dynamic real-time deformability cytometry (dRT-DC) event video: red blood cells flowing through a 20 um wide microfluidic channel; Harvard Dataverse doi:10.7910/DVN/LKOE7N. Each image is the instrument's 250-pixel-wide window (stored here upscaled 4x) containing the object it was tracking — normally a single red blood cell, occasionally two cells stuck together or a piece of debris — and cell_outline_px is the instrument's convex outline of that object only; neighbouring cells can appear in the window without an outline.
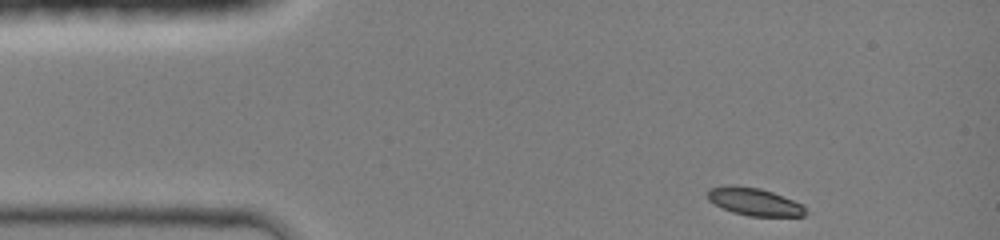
{"species": "common noctule bat (a hibernating species)", "species_latin": "Nyctalus noctula", "temperature_condition": "room temperature", "stored_images_in_passage": 37, "camera_frame_rate_fps": 3000, "um_per_image_px": 0.085, "animal": {"sex": "female", "body_mass_g": 19.0, "forearm_length_mm": 51.5}, "frame": {"image": 1, "passage_image": 1, "time_ms": 0.0, "image_size_px": [1000, 240], "cell_outline_px": [[808, 212], [804, 216], [748, 216], [732, 212], [708, 200], [708, 188], [728, 184], [736, 184], [760, 188], [772, 192], [804, 204]], "centroid_in_image_um": [64.13, 17.13], "position_along_channel_um": 20.9, "area_um2": 16.01}}
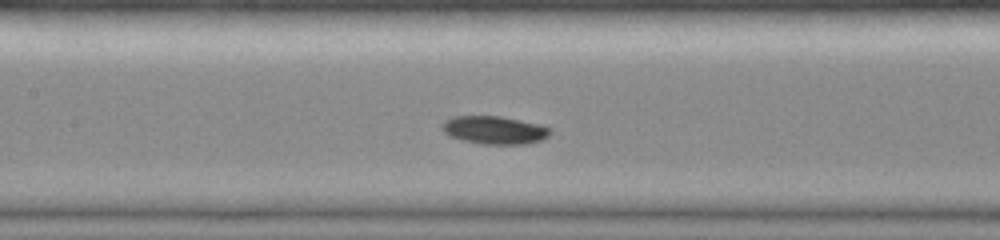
{"frame": {"image": 2, "passage_image": 16, "time_ms": 5.0, "image_size_px": [1000, 240], "cell_outline_px": [[552, 132], [544, 140], [528, 144], [484, 144], [464, 140], [448, 136], [440, 128], [440, 124], [444, 120], [452, 116], [500, 116], [544, 124]], "centroid_in_image_um": [42.04, 11.05], "position_along_channel_um": 165.4, "area_um2": 18.03}}
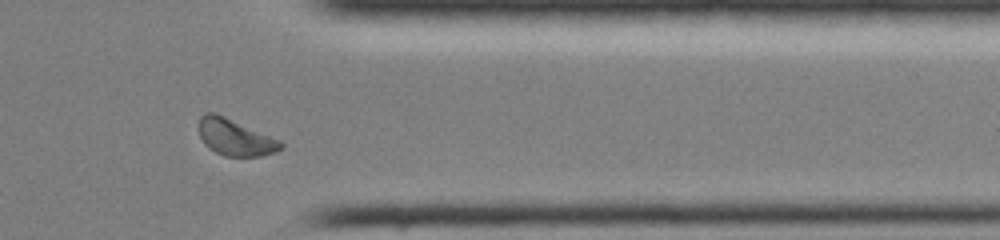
{"frame": {"image": 3, "passage_image": 32, "time_ms": 10.333, "image_size_px": [1000, 240], "cell_outline_px": [[284, 148], [276, 152], [260, 156], [224, 156], [208, 148], [204, 144], [200, 136], [200, 116], [204, 112], [216, 112], [280, 140], [284, 144]], "centroid_in_image_um": [20.0, 11.67], "position_along_channel_um": 391.4, "area_um2": 17.51}, "authors_computed_cell_mechanics": {"area_um2": 17.5134, "velocity_mm_per_s": 4.2521, "shape_relaxation_time_tau1_ms": 2.5249, "shape_relaxation_time_tau2_ms": 5.3809, "deformation_change_tau1": 0.0787, "deformation_change_tau2": 0.1314}}